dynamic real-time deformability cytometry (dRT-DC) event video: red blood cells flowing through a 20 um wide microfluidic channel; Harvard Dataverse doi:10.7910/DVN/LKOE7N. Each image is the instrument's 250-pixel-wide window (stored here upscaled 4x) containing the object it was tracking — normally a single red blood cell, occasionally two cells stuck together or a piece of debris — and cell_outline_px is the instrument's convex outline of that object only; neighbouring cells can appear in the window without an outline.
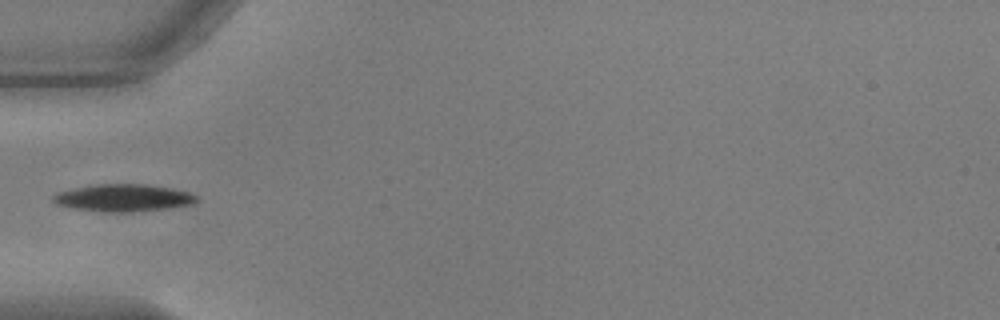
{"species": "common noctule bat (a hibernating species)", "species_latin": "Nyctalus noctula", "temperature_condition": "warm", "stored_images_in_passage": 37, "camera_frame_rate_fps": 3000, "um_per_image_px": 0.085, "animal": {"sex": "male", "body_mass_g": 17.9, "forearm_length_mm": 54.2}, "frame": {"image": 1, "passage_image": 1, "time_ms": 0.0, "image_size_px": [1000, 320], "cell_outline_px": [[196, 200], [192, 204], [164, 208], [128, 212], [104, 212], [76, 208], [56, 204], [52, 200], [52, 196], [56, 192], [88, 184], [144, 184], [172, 188], [188, 192], [196, 196]], "centroid_in_image_um": [10.4, 16.8], "position_along_channel_um": 74.6, "area_um2": 22.66}}
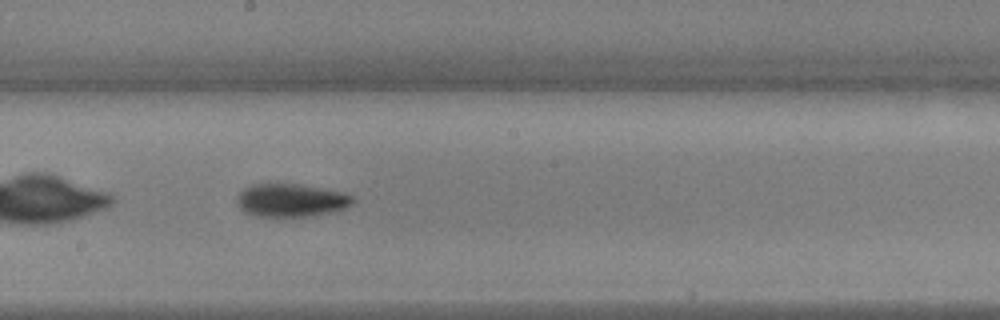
{"frame": {"image": 2, "passage_image": 13, "time_ms": 4.0, "image_size_px": [1000, 320], "cell_outline_px": [[356, 200], [352, 204], [344, 208], [328, 212], [308, 216], [256, 216], [244, 212], [236, 204], [236, 200], [240, 192], [244, 188], [252, 184], [296, 184], [324, 188], [340, 192], [352, 196]], "centroid_in_image_um": [24.7, 17.02], "position_along_channel_um": 223.5, "area_um2": 22.14}}
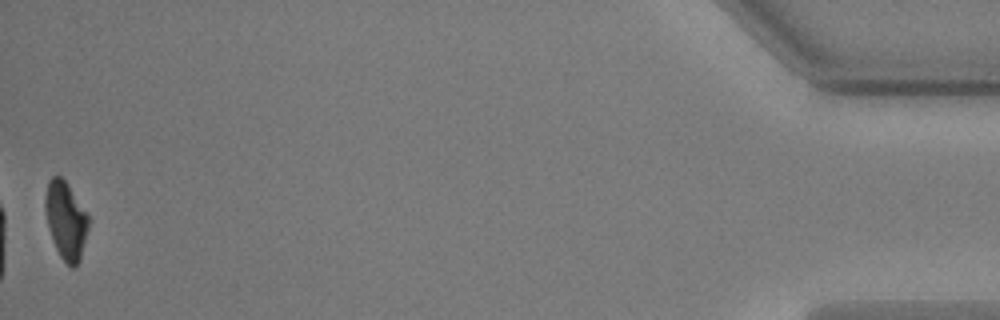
{"frame": {"image": 3, "passage_image": 37, "time_ms": 12.0, "image_size_px": [1000, 320], "cell_outline_px": [[88, 228], [80, 260], [72, 268], [60, 256], [56, 248], [48, 228], [44, 208], [44, 200], [48, 180], [52, 176], [60, 176], [68, 184], [88, 216]], "centroid_in_image_um": [5.57, 18.71], "position_along_channel_um": 429.6, "area_um2": 19.31}}